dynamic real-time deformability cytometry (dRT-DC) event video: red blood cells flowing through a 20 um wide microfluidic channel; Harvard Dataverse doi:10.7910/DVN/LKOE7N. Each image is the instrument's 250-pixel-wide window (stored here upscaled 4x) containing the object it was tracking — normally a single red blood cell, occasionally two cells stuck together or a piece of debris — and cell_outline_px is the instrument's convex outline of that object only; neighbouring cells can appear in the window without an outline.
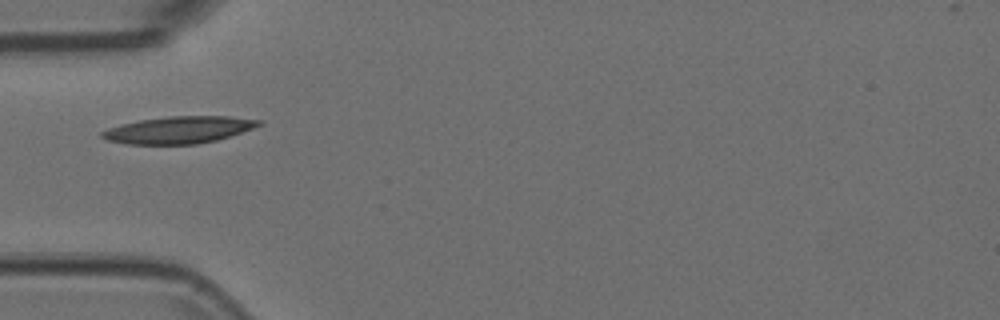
{"species": "Egyptian fruit bat (a non-hibernating species)", "species_latin": "Rousettus aegyptiacus", "temperature_condition": "room temperature", "stored_images_in_passage": 38, "camera_frame_rate_fps": 3000, "um_per_image_px": 0.085, "animal": {"sex": "female"}, "frame": {"image": 1, "passage_image": 1, "time_ms": 0.0, "image_size_px": [1000, 320], "cell_outline_px": [[264, 124], [216, 140], [196, 144], [128, 144], [108, 140], [100, 136], [100, 132], [108, 128], [120, 124], [140, 120], [168, 116], [228, 116], [264, 120]], "centroid_in_image_um": [15.2, 11.03], "position_along_channel_um": 69.8, "area_um2": 24.62}}
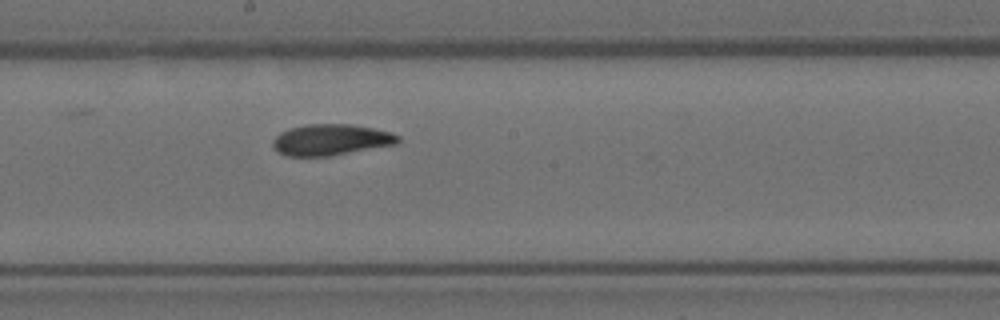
{"frame": {"image": 2, "passage_image": 13, "time_ms": 4.0, "image_size_px": [1000, 320], "cell_outline_px": [[400, 140], [396, 144], [328, 156], [288, 156], [280, 152], [272, 144], [272, 140], [280, 132], [288, 128], [304, 124], [352, 124], [392, 132], [400, 136]], "centroid_in_image_um": [28.13, 11.86], "position_along_channel_um": 220.1, "area_um2": 22.66}}
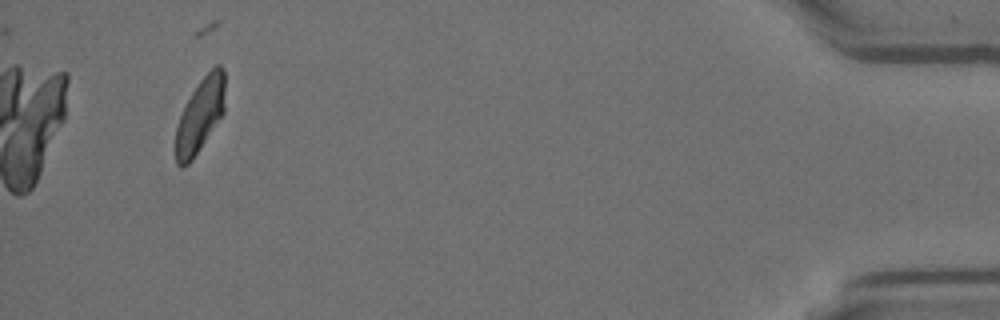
{"frame": {"image": 3, "passage_image": 35, "time_ms": 11.333, "image_size_px": [1000, 320], "cell_outline_px": [[224, 112], [192, 160], [188, 164], [176, 164], [176, 128], [180, 116], [192, 92], [200, 80], [216, 64], [220, 64], [224, 68]], "centroid_in_image_um": [17.02, 9.76], "position_along_channel_um": 418.2, "area_um2": 20.75}}